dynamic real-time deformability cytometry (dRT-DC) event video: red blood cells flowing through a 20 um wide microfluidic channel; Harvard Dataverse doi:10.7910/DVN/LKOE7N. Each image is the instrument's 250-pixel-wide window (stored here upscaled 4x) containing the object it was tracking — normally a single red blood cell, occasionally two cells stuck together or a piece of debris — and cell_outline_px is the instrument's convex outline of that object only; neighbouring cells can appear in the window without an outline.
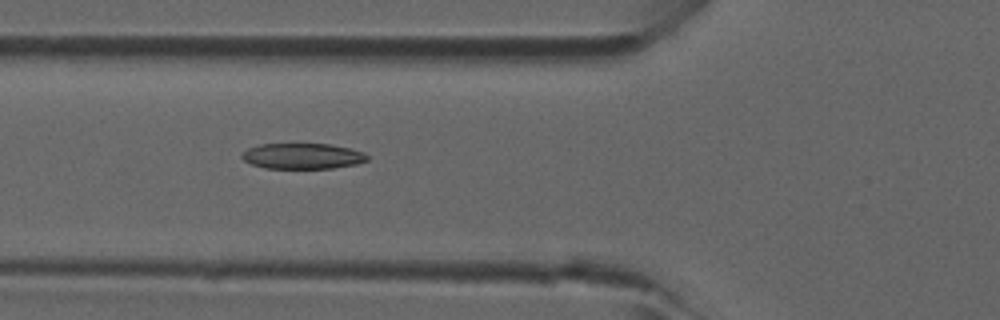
{"species": "common noctule bat (a hibernating species)", "species_latin": "Nyctalus noctula", "temperature_condition": "room temperature", "stored_images_in_passage": 5, "camera_frame_rate_fps": 3000, "um_per_image_px": 0.085, "animal": {"sex": "male", "forearm_length_mm": 52.5}, "frame": {"image": 1, "passage_image": 5, "time_ms": 1.333, "image_size_px": [1000, 320], "cell_outline_px": [[368, 160], [356, 164], [332, 168], [264, 168], [252, 164], [244, 160], [240, 156], [248, 148], [260, 144], [328, 144], [348, 148], [364, 152], [368, 156]], "centroid_in_image_um": [25.71, 13.27], "position_along_channel_um": 100.1, "area_um2": 18.61}}